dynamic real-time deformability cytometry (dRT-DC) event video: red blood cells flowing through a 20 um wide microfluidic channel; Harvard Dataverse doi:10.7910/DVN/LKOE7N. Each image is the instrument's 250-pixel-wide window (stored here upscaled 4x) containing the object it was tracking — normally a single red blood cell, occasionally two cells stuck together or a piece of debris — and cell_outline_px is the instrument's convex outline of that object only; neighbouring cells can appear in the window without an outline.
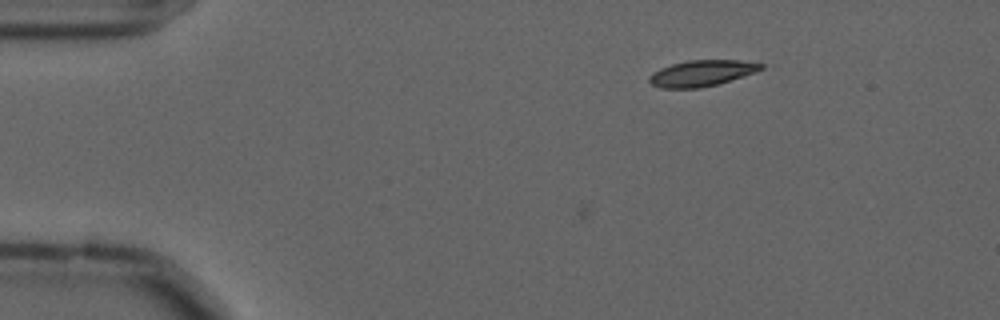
{"species": "common noctule bat (a hibernating species)", "species_latin": "Nyctalus noctula", "temperature_condition": "cold", "stored_images_in_passage": 2, "camera_frame_rate_fps": 3000, "um_per_image_px": 0.085, "animal": {"sex": "male", "forearm_length_mm": 52.5}, "frame": {"image": 1, "passage_image": 2, "time_ms": 0.333, "image_size_px": [1000, 320], "cell_outline_px": [[764, 68], [756, 72], [744, 76], [716, 84], [700, 88], [660, 88], [652, 84], [648, 80], [648, 76], [652, 72], [660, 68], [672, 64], [688, 60], [740, 60], [764, 64]], "centroid_in_image_um": [59.63, 6.22], "position_along_channel_um": 25.4, "area_um2": 16.99}}